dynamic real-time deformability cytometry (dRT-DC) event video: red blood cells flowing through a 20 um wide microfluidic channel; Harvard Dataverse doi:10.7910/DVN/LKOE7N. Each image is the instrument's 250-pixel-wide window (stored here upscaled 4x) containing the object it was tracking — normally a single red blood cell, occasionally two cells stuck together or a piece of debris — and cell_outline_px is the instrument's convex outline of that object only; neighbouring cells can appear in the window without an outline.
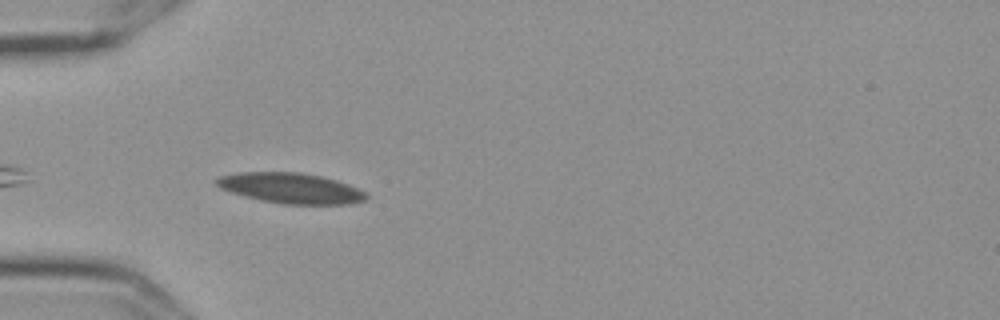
{"species": "Egyptian fruit bat (a non-hibernating species)", "species_latin": "Rousettus aegyptiacus", "temperature_condition": "cold", "stored_images_in_passage": 22, "camera_frame_rate_fps": 3000, "um_per_image_px": 0.085, "frame": {"image": 1, "passage_image": 3, "time_ms": 0.667, "image_size_px": [1000, 320], "cell_outline_px": [[368, 196], [364, 200], [352, 204], [284, 204], [260, 200], [232, 192], [220, 188], [212, 180], [220, 176], [240, 172], [300, 172], [320, 176], [336, 180], [348, 184], [364, 192]], "centroid_in_image_um": [24.7, 15.99], "position_along_channel_um": 60.3, "area_um2": 26.41}}
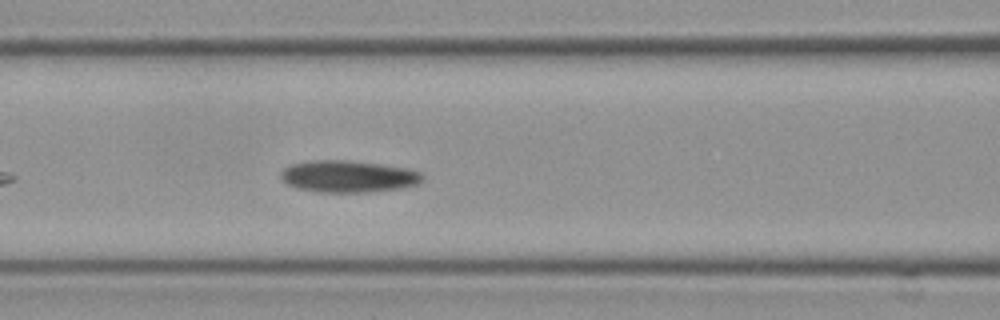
{"frame": {"image": 2, "passage_image": 10, "time_ms": 3.0, "image_size_px": [1000, 320], "cell_outline_px": [[424, 176], [416, 184], [400, 188], [368, 192], [316, 192], [300, 188], [288, 184], [280, 176], [280, 172], [284, 168], [292, 164], [312, 160], [348, 160], [384, 164], [408, 168], [420, 172]], "centroid_in_image_um": [29.6, 14.98], "position_along_channel_um": 137.0, "area_um2": 26.24}}
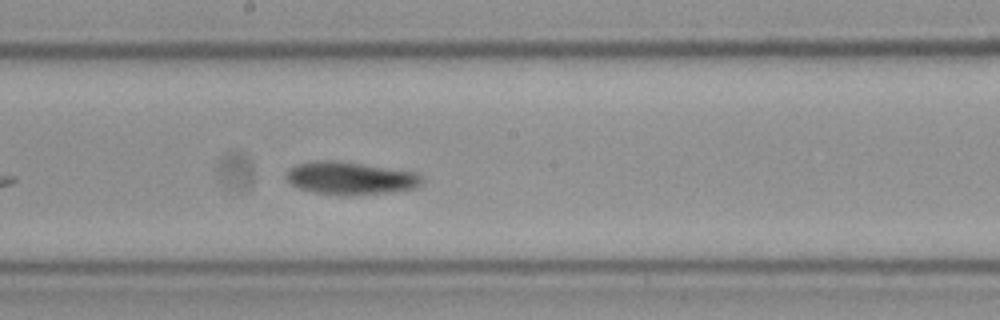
{"frame": {"image": 3, "passage_image": 17, "time_ms": 5.333, "image_size_px": [1000, 320], "cell_outline_px": [[424, 180], [416, 188], [384, 192], [348, 196], [344, 196], [312, 192], [300, 188], [292, 184], [284, 176], [296, 164], [316, 160], [340, 160], [416, 172]], "centroid_in_image_um": [29.77, 15.13], "position_along_channel_um": 218.4, "area_um2": 25.95}}